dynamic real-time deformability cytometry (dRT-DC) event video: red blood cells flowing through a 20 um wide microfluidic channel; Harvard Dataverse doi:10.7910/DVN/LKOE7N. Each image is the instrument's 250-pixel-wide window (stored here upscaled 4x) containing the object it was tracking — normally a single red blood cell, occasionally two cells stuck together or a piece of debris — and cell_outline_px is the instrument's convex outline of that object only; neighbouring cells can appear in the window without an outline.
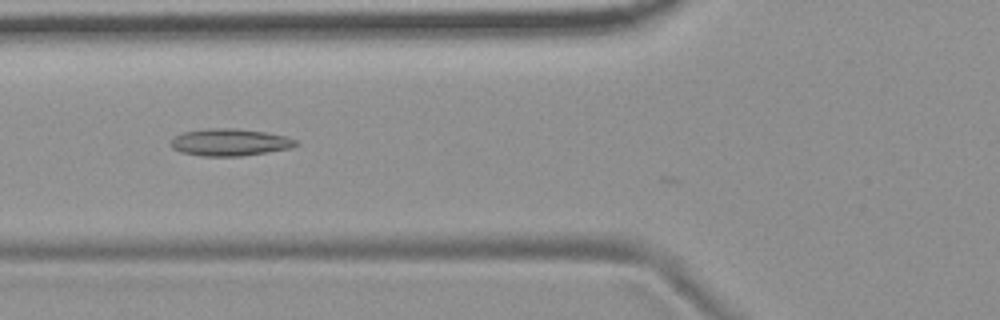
{"species": "common noctule bat (a hibernating species)", "species_latin": "Nyctalus noctula", "temperature_condition": "room temperature", "stored_images_in_passage": 27, "camera_frame_rate_fps": 3000, "um_per_image_px": 0.085, "animal": {"sex": "female", "body_mass_g": 19.9}, "frame": {"image": 1, "passage_image": 11, "time_ms": 3.333, "image_size_px": [1000, 320], "cell_outline_px": [[300, 144], [288, 148], [240, 156], [200, 156], [180, 152], [172, 148], [172, 140], [176, 136], [184, 132], [208, 128], [236, 128], [264, 132], [284, 136], [296, 140]], "centroid_in_image_um": [19.51, 12.09], "position_along_channel_um": 106.3, "area_um2": 19.48}}